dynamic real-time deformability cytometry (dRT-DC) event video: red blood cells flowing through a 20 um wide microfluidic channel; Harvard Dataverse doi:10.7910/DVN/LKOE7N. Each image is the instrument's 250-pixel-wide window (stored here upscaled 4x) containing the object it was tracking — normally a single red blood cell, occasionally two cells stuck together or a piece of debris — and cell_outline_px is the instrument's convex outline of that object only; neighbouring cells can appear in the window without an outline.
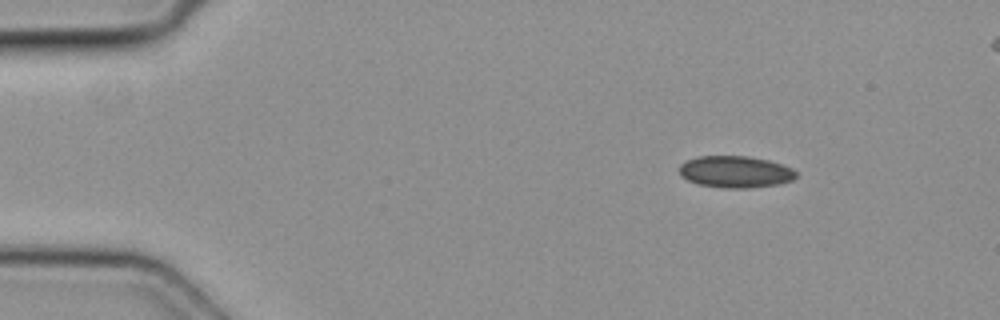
{"species": "common noctule bat (a hibernating species)", "species_latin": "Nyctalus noctula", "temperature_condition": "cold", "stored_images_in_passage": 4, "camera_frame_rate_fps": 3000, "um_per_image_px": 0.085, "animal": {"sex": "female", "body_mass_g": 19.3, "forearm_length_mm": 54.1}, "frame": {"image": 1, "passage_image": 1, "time_ms": 0.0, "image_size_px": [1000, 320], "cell_outline_px": [[796, 176], [792, 180], [780, 184], [748, 188], [724, 188], [700, 184], [688, 180], [680, 176], [680, 164], [688, 160], [700, 156], [748, 156], [768, 160], [792, 168], [796, 172]], "centroid_in_image_um": [62.51, 14.61], "position_along_channel_um": 22.5, "area_um2": 21.5}}